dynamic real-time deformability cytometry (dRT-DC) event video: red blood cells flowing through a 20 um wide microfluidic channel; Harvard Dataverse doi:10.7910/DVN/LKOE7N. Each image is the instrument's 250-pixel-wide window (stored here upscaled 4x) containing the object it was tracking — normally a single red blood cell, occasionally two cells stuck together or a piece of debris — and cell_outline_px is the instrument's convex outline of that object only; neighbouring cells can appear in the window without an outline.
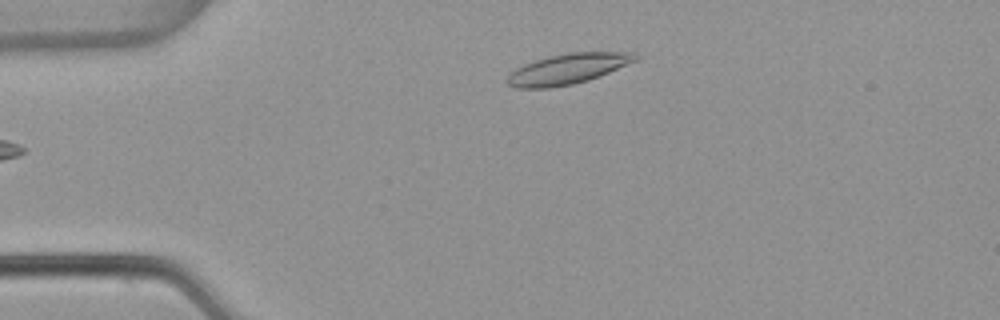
{"species": "common noctule bat (a hibernating species)", "species_latin": "Nyctalus noctula", "temperature_condition": "warm", "stored_images_in_passage": 2, "camera_frame_rate_fps": 3000, "um_per_image_px": 0.085, "animal": {"sex": "female", "body_mass_g": 22.7, "forearm_length_mm": 54.2}, "frame": {"image": 1, "passage_image": 1, "time_ms": 0.0, "image_size_px": [1000, 320], "cell_outline_px": [[640, 60], [588, 80], [572, 84], [548, 88], [516, 88], [508, 84], [508, 76], [516, 68], [532, 60], [548, 56], [568, 52], [636, 52], [640, 56]], "centroid_in_image_um": [48.31, 5.83], "position_along_channel_um": 36.7, "area_um2": 22.83}}